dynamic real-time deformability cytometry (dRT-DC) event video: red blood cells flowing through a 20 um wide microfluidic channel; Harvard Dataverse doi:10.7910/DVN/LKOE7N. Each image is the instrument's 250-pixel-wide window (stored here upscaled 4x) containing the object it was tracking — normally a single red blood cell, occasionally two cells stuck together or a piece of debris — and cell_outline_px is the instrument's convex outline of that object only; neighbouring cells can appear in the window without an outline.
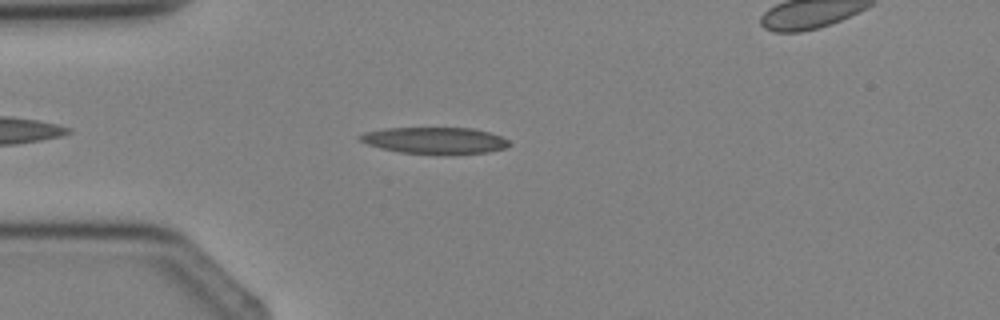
{"species": "Egyptian fruit bat (a non-hibernating species)", "species_latin": "Rousettus aegyptiacus", "temperature_condition": "cold", "stored_images_in_passage": 3, "segment_of_instrument_passage": [1, 2], "camera_frame_rate_fps": 3000, "um_per_image_px": 0.085, "animal": {"sex": "female"}, "frame": {"image": 1, "passage_image": 2, "time_ms": 2.0, "image_size_px": [1000, 320], "cell_outline_px": [[512, 144], [504, 148], [488, 152], [400, 152], [368, 144], [360, 140], [356, 136], [364, 132], [384, 128], [472, 128], [488, 132], [500, 136], [508, 140]], "centroid_in_image_um": [36.93, 11.9], "position_along_channel_um": 48.1, "area_um2": 22.2}}